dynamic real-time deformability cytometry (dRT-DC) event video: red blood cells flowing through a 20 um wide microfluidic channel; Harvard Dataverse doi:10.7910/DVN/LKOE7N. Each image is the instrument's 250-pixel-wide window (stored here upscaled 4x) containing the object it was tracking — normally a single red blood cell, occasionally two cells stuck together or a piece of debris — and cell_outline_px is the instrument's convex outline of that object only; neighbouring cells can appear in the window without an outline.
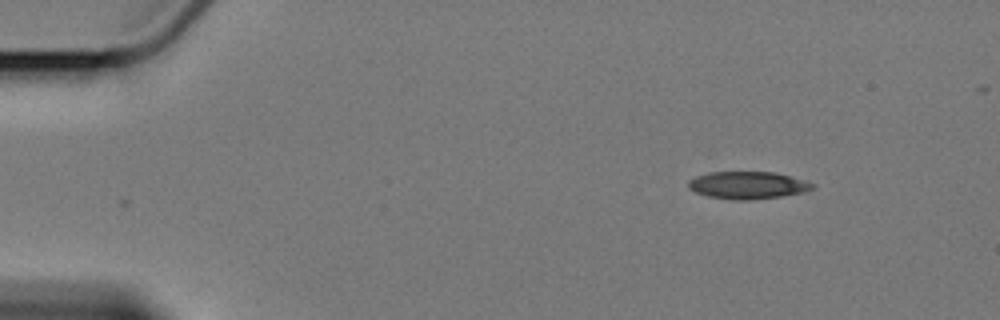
{"species": "Egyptian fruit bat (a non-hibernating species)", "species_latin": "Rousettus aegyptiacus", "temperature_condition": "cold", "stored_images_in_passage": 3, "camera_frame_rate_fps": 3000, "um_per_image_px": 0.085, "animal": {"sex": "female"}, "frame": {"image": 1, "passage_image": 3, "time_ms": 2.333, "image_size_px": [1000, 320], "cell_outline_px": [[816, 184], [812, 188], [804, 192], [780, 196], [744, 200], [736, 200], [708, 196], [696, 192], [688, 188], [688, 180], [696, 176], [708, 172], [776, 172], [792, 176]], "centroid_in_image_um": [63.55, 15.73], "position_along_channel_um": 21.5, "area_um2": 19.71}}